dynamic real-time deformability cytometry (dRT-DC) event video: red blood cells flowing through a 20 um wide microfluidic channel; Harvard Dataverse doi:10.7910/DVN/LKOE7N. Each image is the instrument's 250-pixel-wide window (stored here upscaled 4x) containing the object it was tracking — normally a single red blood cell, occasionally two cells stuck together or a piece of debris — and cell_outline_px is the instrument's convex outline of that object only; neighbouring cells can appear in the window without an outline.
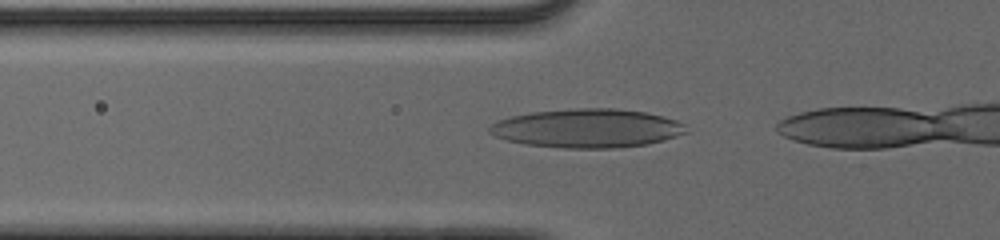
{"species": "human", "species_latin": "Homo sapiens", "temperature_condition": "cold", "stored_images_in_passage": 7, "camera_frame_rate_fps": 3000, "um_per_image_px": 0.085, "donor": {"sex": "male"}, "frame": {"image": 1, "passage_image": 2, "time_ms": 0.333, "image_size_px": [1000, 240], "cell_outline_px": [[688, 132], [664, 140], [648, 144], [616, 148], [564, 148], [524, 144], [504, 140], [488, 132], [488, 128], [496, 120], [512, 116], [532, 112], [572, 108], [612, 108], [644, 112], [676, 120], [684, 124]], "centroid_in_image_um": [49.88, 10.91], "position_along_channel_um": 75.9, "area_um2": 44.51}}
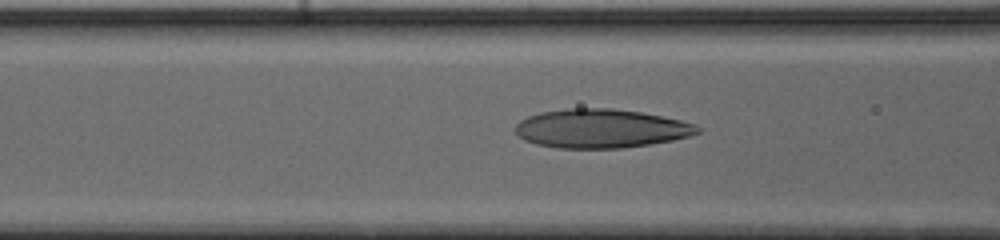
{"frame": {"image": 2, "passage_image": 5, "time_ms": 1.333, "image_size_px": [1000, 240], "cell_outline_px": [[700, 132], [688, 136], [672, 140], [648, 144], [620, 148], [560, 148], [536, 144], [524, 140], [516, 132], [516, 124], [520, 120], [528, 116], [540, 112], [568, 108], [612, 108], [640, 112], [680, 120], [696, 124], [700, 128]], "centroid_in_image_um": [51.06, 10.92], "position_along_channel_um": 115.5, "area_um2": 41.04}}